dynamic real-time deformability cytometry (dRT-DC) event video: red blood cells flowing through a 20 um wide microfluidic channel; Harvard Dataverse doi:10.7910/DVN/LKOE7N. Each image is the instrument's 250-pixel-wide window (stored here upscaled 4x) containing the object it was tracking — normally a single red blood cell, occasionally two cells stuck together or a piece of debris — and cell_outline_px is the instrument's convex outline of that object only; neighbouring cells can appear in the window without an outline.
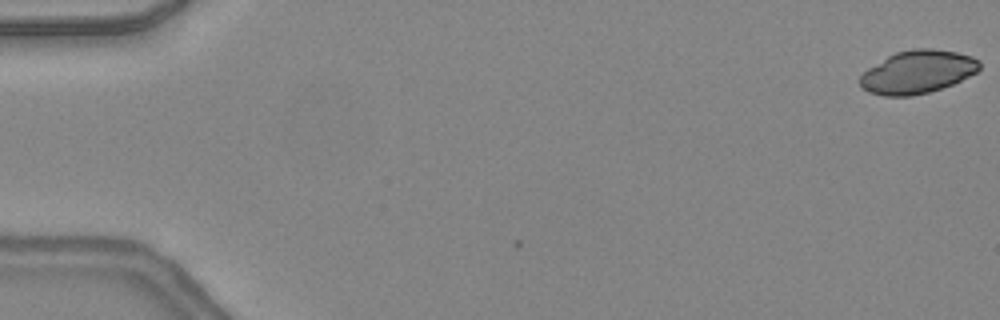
{"species": "common noctule bat (a hibernating species)", "species_latin": "Nyctalus noctula", "temperature_condition": "warm", "stored_images_in_passage": 5, "camera_frame_rate_fps": 3000, "um_per_image_px": 0.085, "animal": {"sex": "female", "body_mass_g": 24.6, "forearm_length_mm": 56.2}, "frame": {"image": 1, "passage_image": 1, "time_ms": 0.0, "image_size_px": [1000, 320], "cell_outline_px": [[980, 68], [976, 72], [952, 84], [928, 92], [912, 96], [884, 96], [868, 92], [860, 88], [860, 76], [868, 68], [888, 56], [896, 52], [912, 48], [932, 48], [956, 52], [972, 56], [980, 60]], "centroid_in_image_um": [77.98, 6.11], "position_along_channel_um": 7.0, "area_um2": 29.94}}